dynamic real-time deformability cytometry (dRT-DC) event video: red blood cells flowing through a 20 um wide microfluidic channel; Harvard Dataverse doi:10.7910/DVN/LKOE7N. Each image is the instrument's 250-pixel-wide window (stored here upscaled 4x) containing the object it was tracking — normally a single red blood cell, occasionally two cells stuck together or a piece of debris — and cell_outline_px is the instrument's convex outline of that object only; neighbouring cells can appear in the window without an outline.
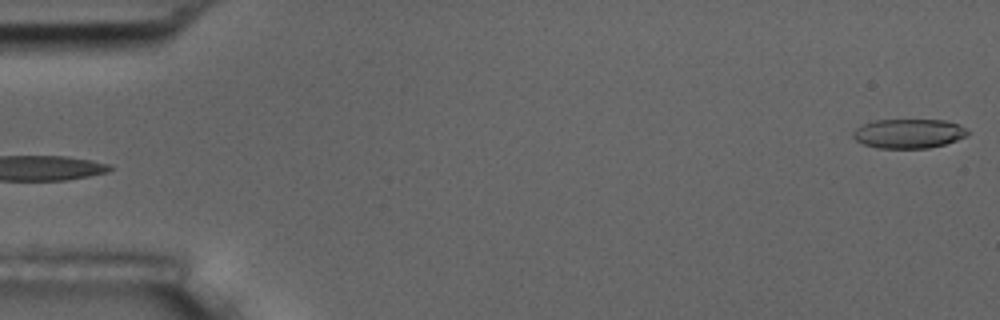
{"species": "common noctule bat (a hibernating species)", "species_latin": "Nyctalus noctula", "temperature_condition": "room temperature", "stored_images_in_passage": 6, "segment_of_instrument_passage": [2, 2], "camera_frame_rate_fps": 3000, "um_per_image_px": 0.085, "animal": {"sex": "male", "body_mass_g": 17.5, "forearm_length_mm": 52.3}, "frame": {"image": 1, "passage_image": 6, "time_ms": 1.667, "image_size_px": [1000, 320], "cell_outline_px": [[968, 136], [944, 144], [928, 148], [876, 148], [864, 144], [856, 140], [852, 136], [852, 132], [856, 128], [864, 124], [876, 120], [944, 120], [960, 124], [968, 132]], "centroid_in_image_um": [77.23, 11.35], "position_along_channel_um": 7.8, "area_um2": 19.54}}